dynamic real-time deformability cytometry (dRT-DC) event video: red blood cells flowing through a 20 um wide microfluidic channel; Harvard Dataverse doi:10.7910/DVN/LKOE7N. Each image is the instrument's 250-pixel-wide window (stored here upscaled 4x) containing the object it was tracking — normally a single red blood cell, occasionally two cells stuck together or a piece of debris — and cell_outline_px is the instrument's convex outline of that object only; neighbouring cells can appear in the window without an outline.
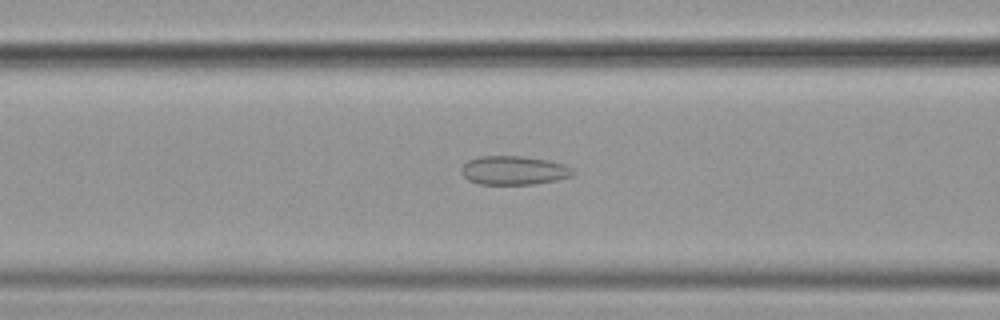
{"species": "common noctule bat (a hibernating species)", "species_latin": "Nyctalus noctula", "temperature_condition": "cold", "stored_images_in_passage": 39, "camera_frame_rate_fps": 3000, "um_per_image_px": 0.085, "animal": {"sex": "female", "body_mass_g": 19.9}, "frame": {"image": 1, "passage_image": 6, "time_ms": 1.667, "image_size_px": [1000, 320], "cell_outline_px": [[572, 176], [556, 180], [532, 184], [480, 184], [468, 180], [460, 172], [460, 168], [468, 160], [480, 156], [524, 156], [548, 160], [564, 164], [572, 168]], "centroid_in_image_um": [43.64, 14.47], "position_along_channel_um": 123.0, "area_um2": 18.73}}
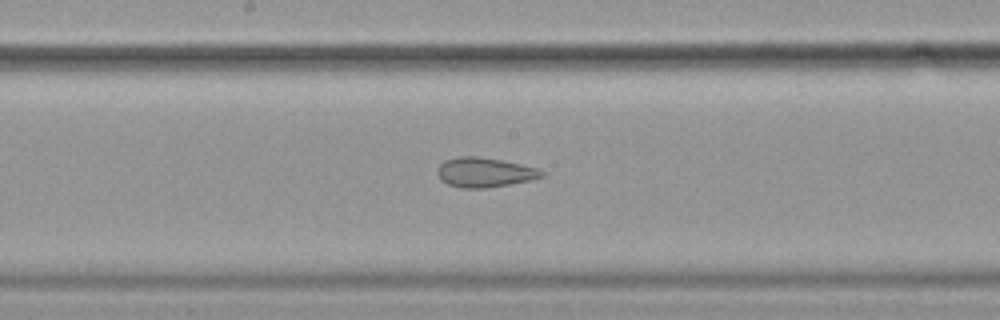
{"frame": {"image": 2, "passage_image": 13, "time_ms": 4.0, "image_size_px": [1000, 320], "cell_outline_px": [[544, 176], [528, 180], [508, 184], [484, 188], [460, 188], [448, 184], [440, 180], [436, 172], [436, 168], [444, 160], [460, 156], [480, 156], [520, 164], [536, 168], [544, 172]], "centroid_in_image_um": [41.11, 14.64], "position_along_channel_um": 207.1, "area_um2": 17.92}}
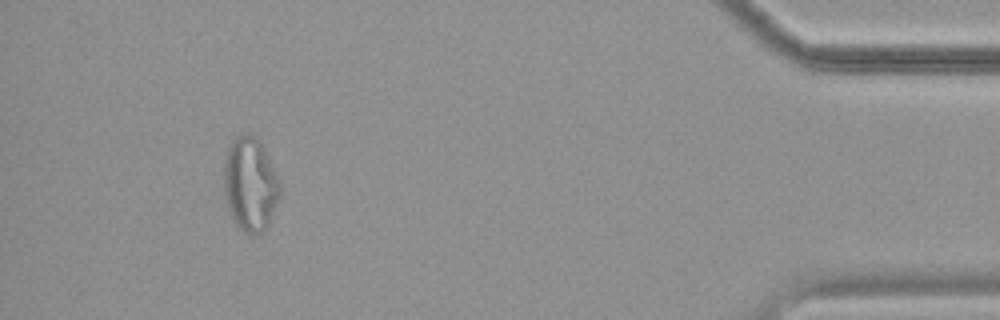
{"frame": {"image": 3, "passage_image": 35, "time_ms": 11.333, "image_size_px": [1000, 320], "cell_outline_px": [[280, 196], [268, 228], [256, 236], [252, 236], [240, 228], [232, 220], [228, 208], [224, 188], [224, 160], [228, 148], [232, 140], [236, 136], [248, 132], [264, 148], [280, 180]], "centroid_in_image_um": [21.28, 15.7], "position_along_channel_um": 413.9, "area_um2": 30.92}, "authors_computed_cell_mechanics": {"area_um2": 19.1318, "velocity_mm_per_s": 3.6084, "shape_relaxation_time_tau1_ms": null, "shape_relaxation_time_tau2_ms": 1.9087, "deformation_change_tau1": null, "deformation_change_tau2": 0.0981}}